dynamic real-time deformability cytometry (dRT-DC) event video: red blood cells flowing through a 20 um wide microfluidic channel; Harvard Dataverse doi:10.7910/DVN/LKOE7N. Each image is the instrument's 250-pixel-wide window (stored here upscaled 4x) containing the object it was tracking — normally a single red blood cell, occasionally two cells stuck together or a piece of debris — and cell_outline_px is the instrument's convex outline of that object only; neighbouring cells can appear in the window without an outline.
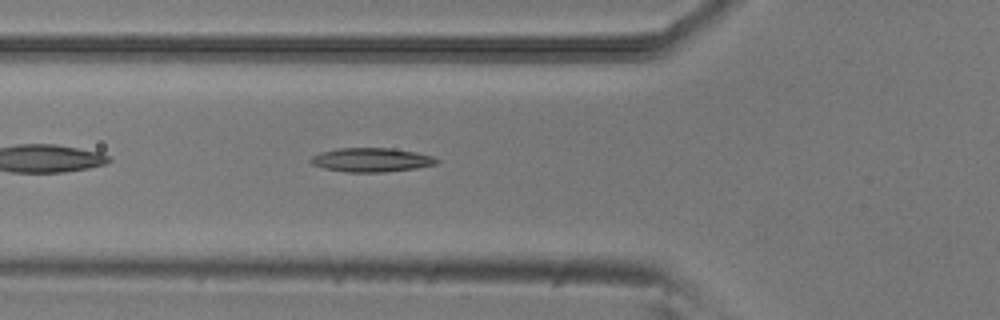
{"species": "common noctule bat (a hibernating species)", "species_latin": "Nyctalus noctula", "temperature_condition": "room temperature", "stored_images_in_passage": 34, "camera_frame_rate_fps": 3000, "um_per_image_px": 0.085, "animal": {"sex": "male", "body_mass_g": 20.5, "forearm_length_mm": 52.5}, "frame": {"image": 1, "passage_image": 5, "time_ms": 1.333, "image_size_px": [1000, 320], "cell_outline_px": [[440, 160], [436, 164], [416, 168], [384, 172], [348, 172], [324, 168], [312, 164], [308, 160], [312, 156], [320, 152], [336, 148], [392, 148], [416, 152], [432, 156]], "centroid_in_image_um": [31.55, 13.58], "position_along_channel_um": 94.2, "area_um2": 17.63}}
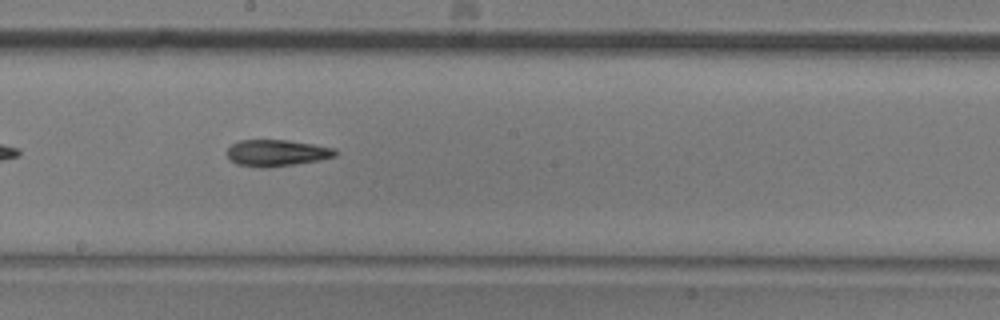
{"frame": {"image": 2, "passage_image": 15, "time_ms": 4.667, "image_size_px": [1000, 320], "cell_outline_px": [[336, 156], [320, 160], [268, 168], [260, 168], [236, 164], [228, 160], [228, 148], [232, 144], [240, 140], [288, 140], [336, 148]], "centroid_in_image_um": [23.5, 13.01], "position_along_channel_um": 224.7, "area_um2": 16.82}}
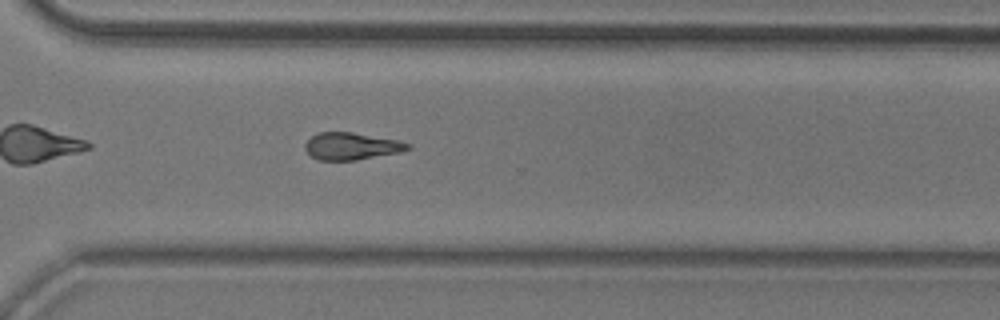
{"frame": {"image": 3, "passage_image": 24, "time_ms": 7.667, "image_size_px": [1000, 320], "cell_outline_px": [[412, 148], [396, 152], [356, 160], [320, 160], [312, 156], [304, 148], [304, 144], [312, 136], [320, 132], [352, 132], [396, 140], [412, 144]], "centroid_in_image_um": [29.85, 12.42], "position_along_channel_um": 340.8, "area_um2": 15.95}, "authors_computed_cell_mechanics": {"area_um2": 16.4152, "velocity_mm_per_s": 3.8873, "shape_relaxation_time_tau1_ms": 9.1561, "shape_relaxation_time_tau2_ms": 5.3524, "deformation_change_tau1": 0.1791, "deformation_change_tau2": 0.152}}